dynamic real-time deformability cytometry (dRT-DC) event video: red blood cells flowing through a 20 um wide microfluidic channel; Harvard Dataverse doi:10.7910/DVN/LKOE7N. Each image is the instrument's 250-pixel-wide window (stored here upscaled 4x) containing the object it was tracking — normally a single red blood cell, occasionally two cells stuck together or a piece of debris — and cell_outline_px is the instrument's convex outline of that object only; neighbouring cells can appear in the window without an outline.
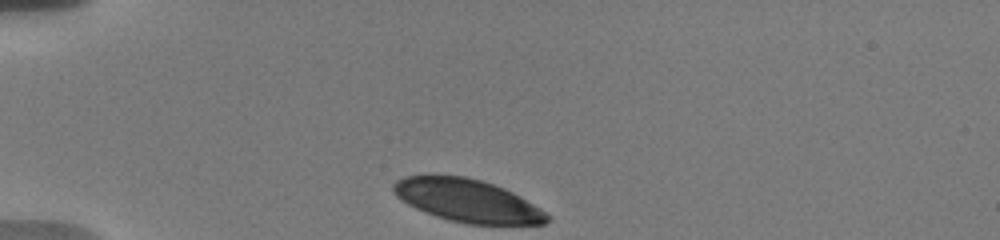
{"species": "human", "species_latin": "Homo sapiens", "temperature_condition": "warm", "stored_images_in_passage": 35, "camera_frame_rate_fps": 3000, "um_per_image_px": 0.085, "donor": {"sex": "male"}, "frame": {"image": 1, "passage_image": 1, "time_ms": 0.0, "image_size_px": [1000, 240], "cell_outline_px": [[552, 216], [544, 224], [468, 224], [448, 220], [436, 216], [416, 208], [408, 204], [396, 196], [392, 188], [392, 184], [396, 180], [404, 176], [428, 172], [436, 172], [464, 176], [480, 180], [504, 188], [520, 196], [548, 212]], "centroid_in_image_um": [39.68, 17.0], "position_along_channel_um": 45.3, "area_um2": 39.13}}
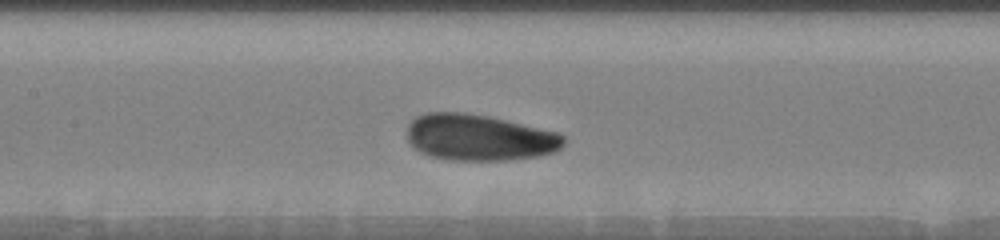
{"frame": {"image": 2, "passage_image": 14, "time_ms": 4.333, "image_size_px": [1000, 240], "cell_outline_px": [[564, 144], [556, 152], [536, 156], [508, 160], [452, 160], [428, 156], [420, 152], [408, 140], [408, 124], [416, 116], [424, 112], [464, 112], [488, 116], [556, 132], [564, 136]], "centroid_in_image_um": [40.7, 11.69], "position_along_channel_um": 166.7, "area_um2": 42.14}}
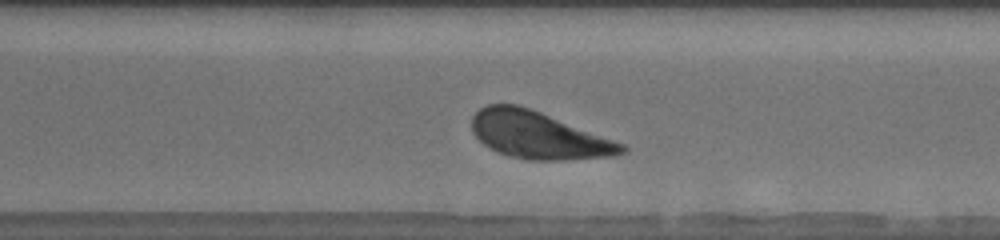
{"frame": {"image": 3, "passage_image": 27, "time_ms": 8.667, "image_size_px": [1000, 240], "cell_outline_px": [[628, 148], [624, 152], [612, 156], [564, 160], [528, 160], [508, 156], [484, 144], [472, 132], [472, 116], [480, 108], [488, 104], [516, 104], [540, 112], [624, 144]], "centroid_in_image_um": [45.74, 11.49], "position_along_channel_um": 324.9, "area_um2": 40.63}, "authors_computed_cell_mechanics": {"area_um2": 41.8472, "velocity_mm_per_s": 3.661, "shape_relaxation_time_tau1_ms": 2.1555, "shape_relaxation_time_tau2_ms": 10.1267, "deformation_change_tau1": 0.114, "deformation_change_tau2": 0.1551}}